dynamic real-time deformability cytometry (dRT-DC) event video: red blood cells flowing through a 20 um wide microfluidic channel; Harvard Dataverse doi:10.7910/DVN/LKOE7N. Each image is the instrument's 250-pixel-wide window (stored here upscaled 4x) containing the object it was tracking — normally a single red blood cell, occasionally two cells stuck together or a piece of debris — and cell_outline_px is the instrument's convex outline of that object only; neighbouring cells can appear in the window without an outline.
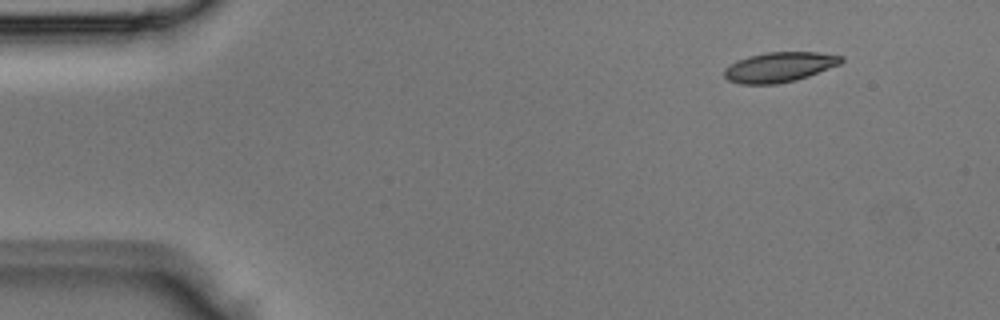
{"species": "Egyptian fruit bat (a non-hibernating species)", "species_latin": "Rousettus aegyptiacus", "temperature_condition": "room temperature", "stored_images_in_passage": 4, "camera_frame_rate_fps": 3000, "um_per_image_px": 0.085, "animal": {"sex": "male"}, "frame": {"image": 1, "passage_image": 1, "time_ms": 0.0, "image_size_px": [1000, 320], "cell_outline_px": [[844, 60], [840, 64], [808, 76], [796, 80], [776, 84], [740, 84], [728, 80], [724, 76], [724, 68], [736, 60], [748, 56], [768, 52], [816, 52], [844, 56]], "centroid_in_image_um": [66.23, 5.7], "position_along_channel_um": 18.8, "area_um2": 20.46}}